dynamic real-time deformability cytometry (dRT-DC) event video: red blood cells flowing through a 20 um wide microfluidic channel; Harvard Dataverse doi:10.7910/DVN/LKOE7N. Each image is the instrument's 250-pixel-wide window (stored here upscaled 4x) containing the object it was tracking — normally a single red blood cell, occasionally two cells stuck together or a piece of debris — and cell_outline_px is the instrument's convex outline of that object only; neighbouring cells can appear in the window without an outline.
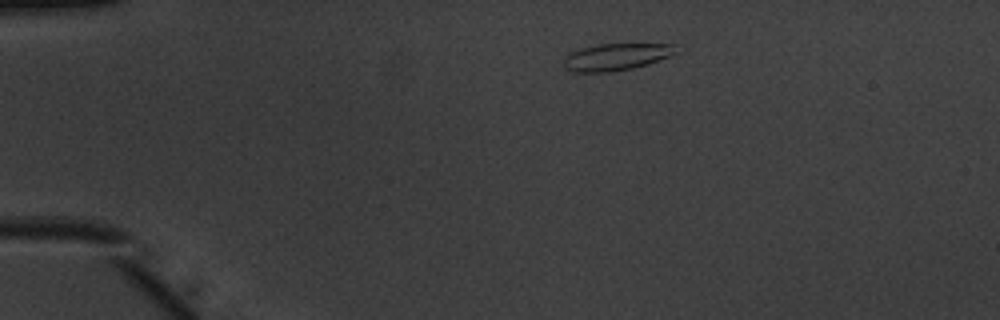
{"species": "common noctule bat (a hibernating species)", "species_latin": "Nyctalus noctula", "temperature_condition": "warm", "stored_images_in_passage": 43, "camera_frame_rate_fps": 3000, "um_per_image_px": 0.085, "animal": {"sex": "male", "body_mass_g": 20.1, "forearm_length_mm": 53.5}, "frame": {"image": 1, "passage_image": 1, "time_ms": 0.0, "image_size_px": [1000, 320], "cell_outline_px": [[680, 52], [632, 68], [608, 72], [572, 72], [564, 68], [564, 56], [580, 48], [600, 44], [676, 44]], "centroid_in_image_um": [52.35, 4.83], "position_along_channel_um": 32.6, "area_um2": 17.51}}
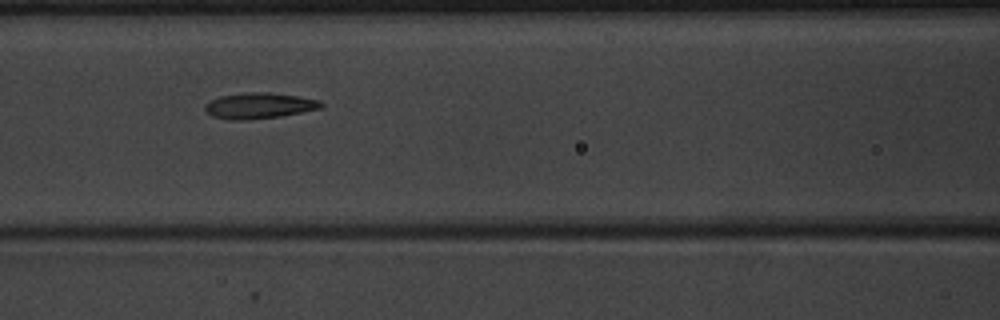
{"frame": {"image": 2, "passage_image": 14, "time_ms": 4.333, "image_size_px": [1000, 320], "cell_outline_px": [[324, 108], [280, 116], [248, 120], [232, 120], [212, 116], [204, 108], [204, 104], [220, 96], [244, 92], [268, 92], [296, 96], [320, 100], [324, 104]], "centroid_in_image_um": [22.05, 8.98], "position_along_channel_um": 144.6, "area_um2": 17.51}}
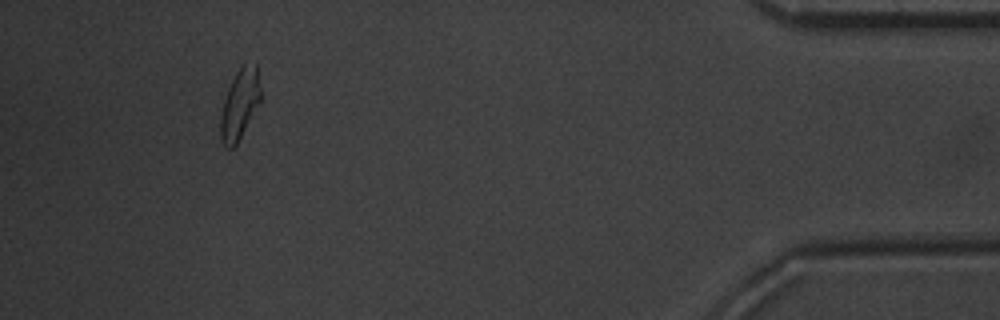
{"frame": {"image": 3, "passage_image": 39, "time_ms": 12.667, "image_size_px": [1000, 320], "cell_outline_px": [[260, 100], [236, 144], [232, 148], [228, 148], [220, 140], [220, 116], [224, 100], [228, 88], [236, 72], [244, 64], [256, 64], [260, 88]], "centroid_in_image_um": [20.35, 8.86], "position_along_channel_um": 414.9, "area_um2": 15.84}, "authors_computed_cell_mechanics": {"area_um2": 16.762, "velocity_mm_per_s": 3.9333, "shape_relaxation_time_tau1_ms": 4.9342, "shape_relaxation_time_tau2_ms": 2.177, "deformation_change_tau1": 0.1947, "deformation_change_tau2": 0.1178}}